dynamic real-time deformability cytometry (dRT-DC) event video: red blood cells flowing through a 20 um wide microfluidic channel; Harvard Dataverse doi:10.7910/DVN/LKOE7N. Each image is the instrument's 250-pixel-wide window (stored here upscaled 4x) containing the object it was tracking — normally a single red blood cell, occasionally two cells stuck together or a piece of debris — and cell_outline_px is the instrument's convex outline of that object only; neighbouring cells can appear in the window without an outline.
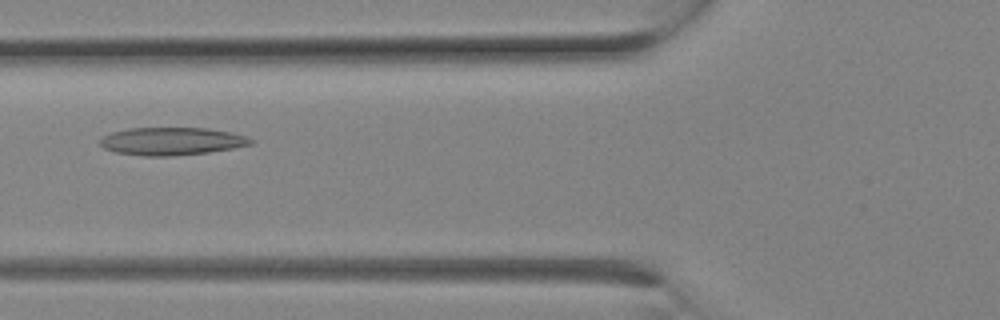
{"species": "Egyptian fruit bat (a non-hibernating species)", "species_latin": "Rousettus aegyptiacus", "temperature_condition": "room temperature", "stored_images_in_passage": 11, "camera_frame_rate_fps": 3000, "um_per_image_px": 0.085, "animal": {"sex": "female"}, "frame": {"image": 1, "passage_image": 10, "time_ms": 3.0, "image_size_px": [1000, 320], "cell_outline_px": [[256, 140], [252, 144], [232, 148], [208, 152], [172, 156], [144, 156], [116, 152], [104, 148], [100, 144], [100, 136], [112, 132], [128, 128], [208, 128], [232, 132], [248, 136]], "centroid_in_image_um": [14.61, 12.0], "position_along_channel_um": 111.2, "area_um2": 24.57}}